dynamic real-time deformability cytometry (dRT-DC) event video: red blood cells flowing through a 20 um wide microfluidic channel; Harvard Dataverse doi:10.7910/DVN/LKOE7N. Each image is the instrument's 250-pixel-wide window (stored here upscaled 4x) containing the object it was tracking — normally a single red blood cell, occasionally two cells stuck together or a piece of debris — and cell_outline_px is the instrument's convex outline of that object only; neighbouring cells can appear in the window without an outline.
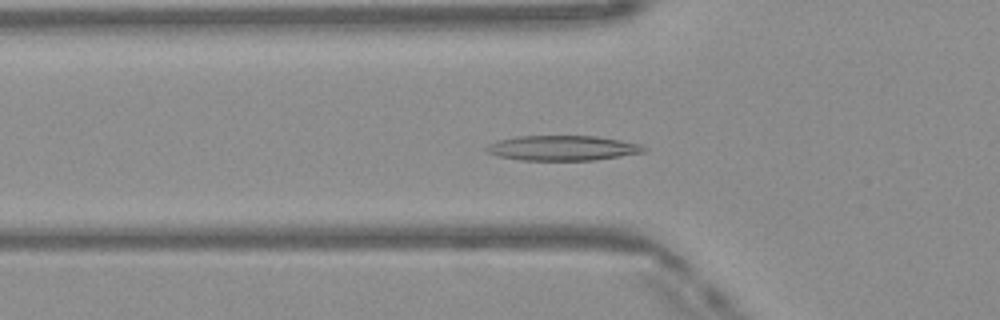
{"species": "Egyptian fruit bat (a non-hibernating species)", "species_latin": "Rousettus aegyptiacus", "temperature_condition": "warm", "stored_images_in_passage": 41, "camera_frame_rate_fps": 3000, "um_per_image_px": 0.085, "frame": {"image": 1, "passage_image": 8, "time_ms": 2.333, "image_size_px": [1000, 320], "cell_outline_px": [[648, 148], [644, 152], [596, 160], [520, 160], [500, 156], [488, 152], [484, 148], [488, 144], [500, 140], [520, 136], [596, 136], [620, 140], [640, 144]], "centroid_in_image_um": [47.85, 12.58], "position_along_channel_um": 78.0, "area_um2": 22.77}}
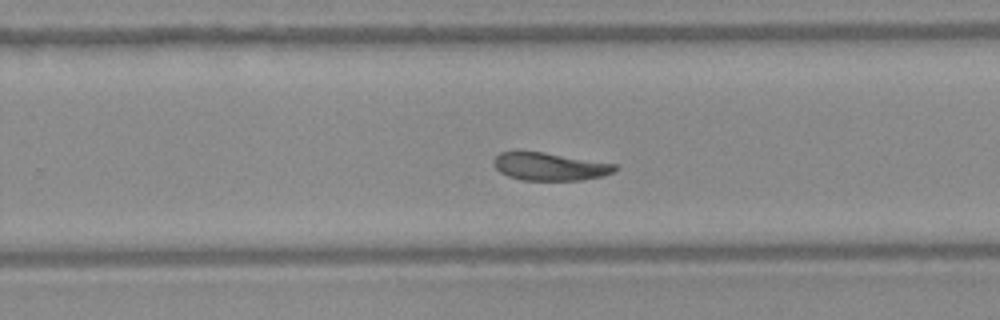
{"frame": {"image": 2, "passage_image": 23, "time_ms": 7.333, "image_size_px": [1000, 320], "cell_outline_px": [[620, 168], [604, 176], [580, 180], [524, 180], [508, 176], [500, 172], [492, 164], [492, 160], [500, 152], [544, 152], [616, 164]], "centroid_in_image_um": [46.74, 14.16], "position_along_channel_um": 283.1, "area_um2": 19.59}}
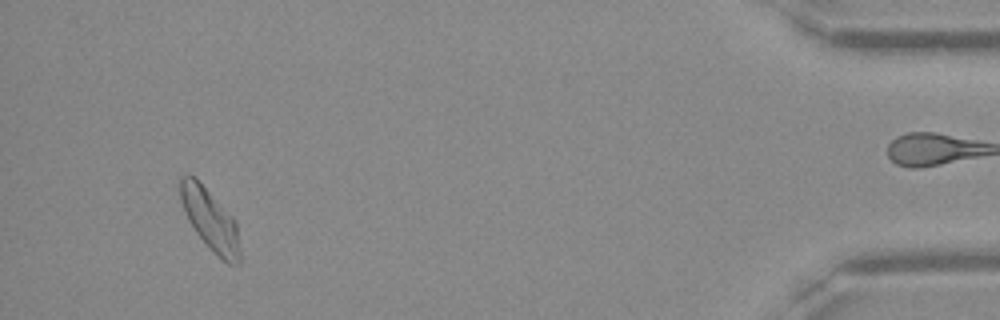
{"frame": {"image": 3, "passage_image": 38, "time_ms": 12.333, "image_size_px": [1000, 320], "cell_outline_px": [[240, 264], [228, 264], [196, 232], [188, 220], [184, 212], [180, 200], [180, 176], [188, 172], [236, 220], [240, 252]], "centroid_in_image_um": [17.85, 18.66], "position_along_channel_um": 417.3, "area_um2": 20.63}, "authors_computed_cell_mechanics": {"area_um2": 20.7502, "velocity_mm_per_s": 4.0934, "shape_relaxation_time_tau1_ms": 11.0234, "shape_relaxation_time_tau2_ms": 4.1798, "deformation_change_tau1": 0.2494, "deformation_change_tau2": 0.1079}}